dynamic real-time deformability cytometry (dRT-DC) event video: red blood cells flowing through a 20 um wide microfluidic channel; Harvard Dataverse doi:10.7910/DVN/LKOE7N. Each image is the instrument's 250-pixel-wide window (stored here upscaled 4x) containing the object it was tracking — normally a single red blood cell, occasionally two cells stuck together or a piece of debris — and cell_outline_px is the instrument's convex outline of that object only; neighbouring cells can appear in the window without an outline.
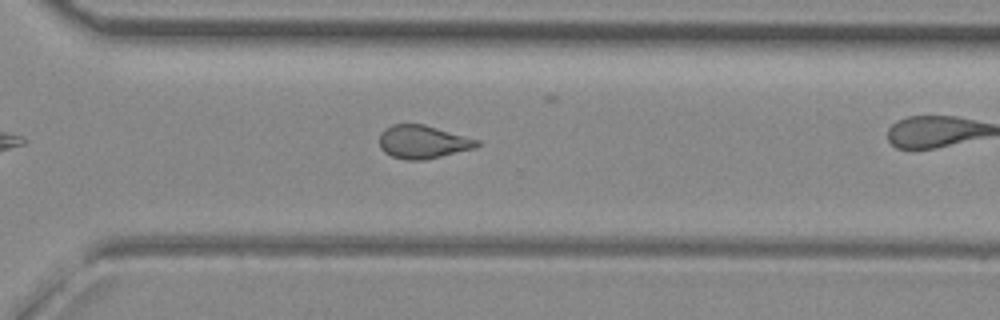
{"species": "common noctule bat (a hibernating species)", "species_latin": "Nyctalus noctula", "temperature_condition": "room temperature", "stored_images_in_passage": 30, "camera_frame_rate_fps": 3000, "um_per_image_px": 0.085, "animal": {"sex": "female", "body_mass_g": 29.2, "forearm_length_mm": 56.3}, "frame": {"image": 1, "passage_image": 26, "time_ms": 8.333, "image_size_px": [1000, 320], "cell_outline_px": [[480, 144], [476, 148], [424, 160], [404, 160], [392, 156], [384, 152], [380, 148], [380, 132], [384, 128], [392, 124], [424, 124], [480, 140]], "centroid_in_image_um": [35.93, 12.06], "position_along_channel_um": 334.7, "area_um2": 19.02}}